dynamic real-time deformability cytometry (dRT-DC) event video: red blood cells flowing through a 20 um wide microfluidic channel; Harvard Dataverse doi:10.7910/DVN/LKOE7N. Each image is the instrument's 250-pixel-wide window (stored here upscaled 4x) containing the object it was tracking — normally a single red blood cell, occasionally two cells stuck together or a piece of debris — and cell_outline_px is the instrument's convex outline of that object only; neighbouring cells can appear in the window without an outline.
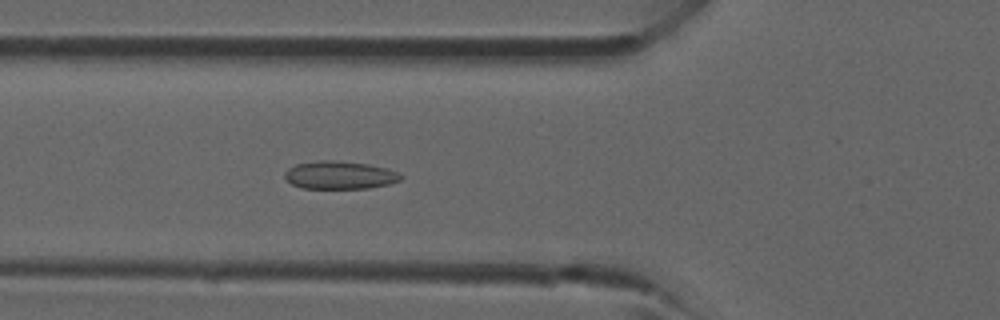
{"species": "common noctule bat (a hibernating species)", "species_latin": "Nyctalus noctula", "temperature_condition": "room temperature", "stored_images_in_passage": 41, "camera_frame_rate_fps": 3000, "um_per_image_px": 0.085, "animal": {"sex": "male", "forearm_length_mm": 52.5}, "frame": {"image": 1, "passage_image": 14, "time_ms": 4.333, "image_size_px": [1000, 320], "cell_outline_px": [[404, 176], [400, 180], [388, 184], [368, 188], [304, 188], [292, 184], [284, 176], [284, 172], [288, 168], [296, 164], [320, 160], [332, 160], [368, 164], [388, 168]], "centroid_in_image_um": [28.88, 14.88], "position_along_channel_um": 96.9, "area_um2": 18.79}}
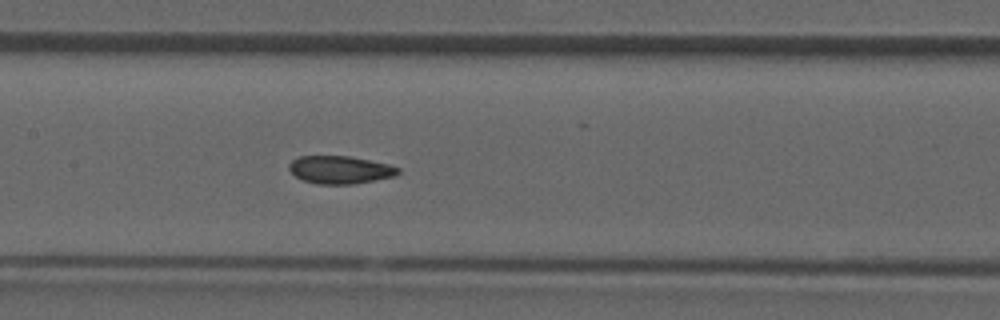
{"frame": {"image": 2, "passage_image": 19, "time_ms": 6.0, "image_size_px": [1000, 320], "cell_outline_px": [[400, 172], [396, 176], [352, 184], [316, 184], [304, 180], [296, 176], [288, 168], [288, 164], [292, 160], [300, 156], [348, 156], [388, 164], [400, 168]], "centroid_in_image_um": [28.91, 14.43], "position_along_channel_um": 178.5, "area_um2": 17.57}}
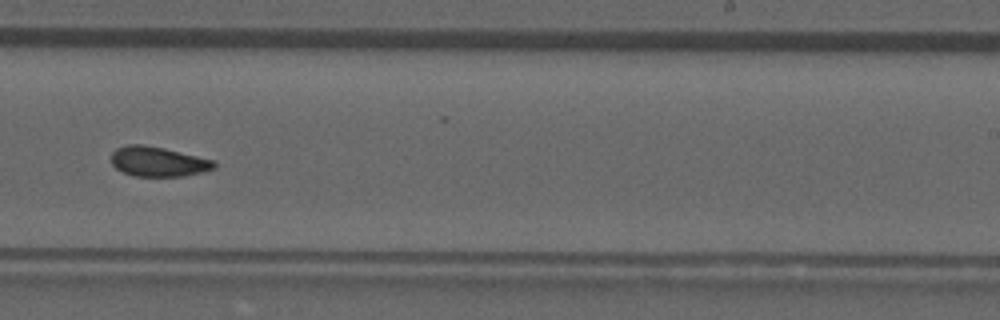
{"frame": {"image": 3, "passage_image": 25, "time_ms": 8.0, "image_size_px": [1000, 320], "cell_outline_px": [[216, 168], [184, 176], [136, 176], [124, 172], [116, 168], [112, 164], [112, 152], [116, 148], [128, 144], [140, 144], [164, 148], [216, 160]], "centroid_in_image_um": [13.46, 13.73], "position_along_channel_um": 275.5, "area_um2": 17.86}}